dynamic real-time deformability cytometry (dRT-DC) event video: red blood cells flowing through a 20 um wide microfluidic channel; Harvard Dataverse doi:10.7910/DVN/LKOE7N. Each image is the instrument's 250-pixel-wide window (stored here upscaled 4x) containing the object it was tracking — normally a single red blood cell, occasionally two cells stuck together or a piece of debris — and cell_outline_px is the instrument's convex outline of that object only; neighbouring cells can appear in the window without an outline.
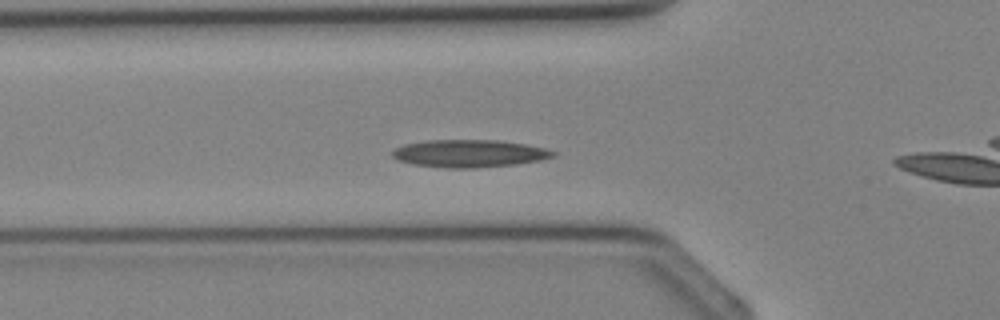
{"species": "Egyptian fruit bat (a non-hibernating species)", "species_latin": "Rousettus aegyptiacus", "temperature_condition": "cold", "stored_images_in_passage": 28, "camera_frame_rate_fps": 3000, "um_per_image_px": 0.085, "animal": {"sex": "female"}, "frame": {"image": 1, "passage_image": 3, "time_ms": 0.667, "image_size_px": [1000, 320], "cell_outline_px": [[556, 156], [540, 160], [516, 164], [472, 168], [448, 168], [412, 164], [400, 160], [392, 156], [392, 152], [396, 148], [404, 144], [428, 140], [500, 140], [524, 144], [544, 148], [556, 152]], "centroid_in_image_um": [39.9, 13.04], "position_along_channel_um": 85.9, "area_um2": 25.66}}
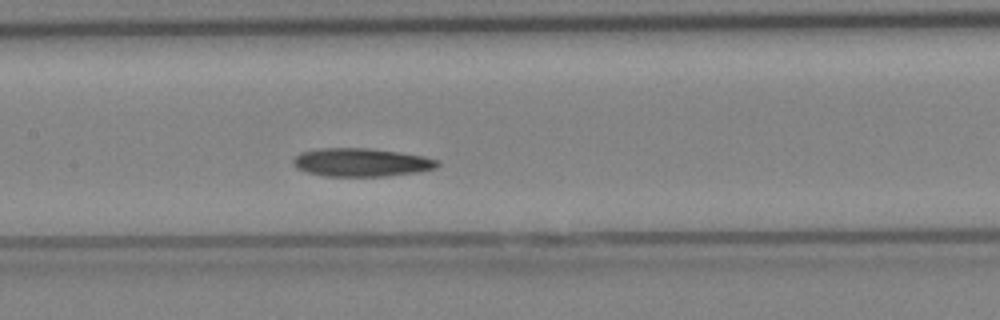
{"frame": {"image": 2, "passage_image": 8, "time_ms": 2.333, "image_size_px": [1000, 320], "cell_outline_px": [[440, 164], [436, 168], [420, 172], [388, 176], [324, 176], [308, 172], [296, 168], [292, 164], [292, 160], [300, 152], [316, 148], [368, 148], [400, 152], [424, 156], [440, 160]], "centroid_in_image_um": [30.73, 13.8], "position_along_channel_um": 176.7, "area_um2": 24.1}}
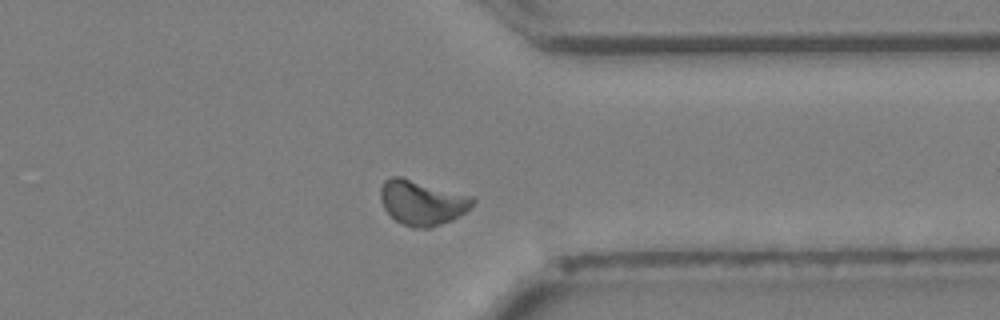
{"frame": {"image": 3, "passage_image": 19, "time_ms": 6.0, "image_size_px": [1000, 320], "cell_outline_px": [[476, 200], [464, 212], [452, 220], [432, 228], [412, 228], [396, 220], [384, 208], [380, 200], [380, 188], [384, 180], [392, 176], [400, 176], [472, 196]], "centroid_in_image_um": [35.85, 17.22], "position_along_channel_um": 375.5, "area_um2": 23.99}}